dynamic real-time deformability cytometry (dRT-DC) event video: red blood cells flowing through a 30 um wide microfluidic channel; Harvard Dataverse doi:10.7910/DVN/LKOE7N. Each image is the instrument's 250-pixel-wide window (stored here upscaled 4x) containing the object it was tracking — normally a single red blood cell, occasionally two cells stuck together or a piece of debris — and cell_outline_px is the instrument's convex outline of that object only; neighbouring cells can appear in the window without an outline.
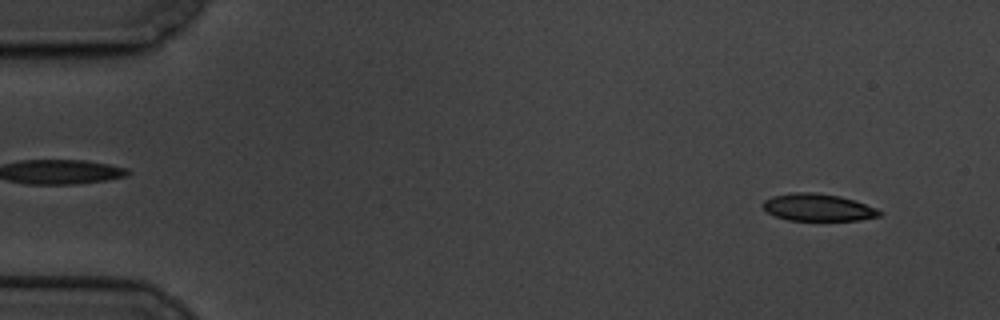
{"species": "common noctule bat (a hibernating species)", "species_latin": "Nyctalus noctula", "temperature_condition": "cold", "stored_images_in_passage": 59, "camera_frame_rate_fps": 3000, "um_per_image_px": 0.085, "animal": {"sex": "male", "body_mass_g": 19.5, "forearm_length_mm": 54.6}, "frame": {"image": 1, "passage_image": 4, "time_ms": 1.0, "image_size_px": [1000, 320], "cell_outline_px": [[884, 212], [880, 216], [860, 220], [788, 220], [776, 216], [768, 212], [760, 204], [764, 200], [772, 196], [788, 192], [816, 192], [840, 196], [876, 208]], "centroid_in_image_um": [69.5, 17.62], "position_along_channel_um": 15.5, "area_um2": 18.55}}
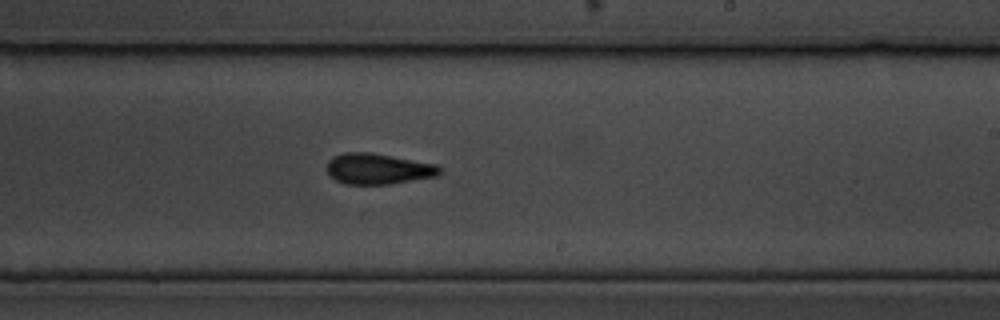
{"frame": {"image": 2, "passage_image": 35, "time_ms": 11.333, "image_size_px": [1000, 320], "cell_outline_px": [[444, 168], [440, 176], [388, 184], [344, 184], [336, 180], [328, 172], [328, 160], [332, 156], [344, 152], [368, 152], [436, 164]], "centroid_in_image_um": [32.18, 14.35], "position_along_channel_um": 256.8, "area_um2": 20.29}}
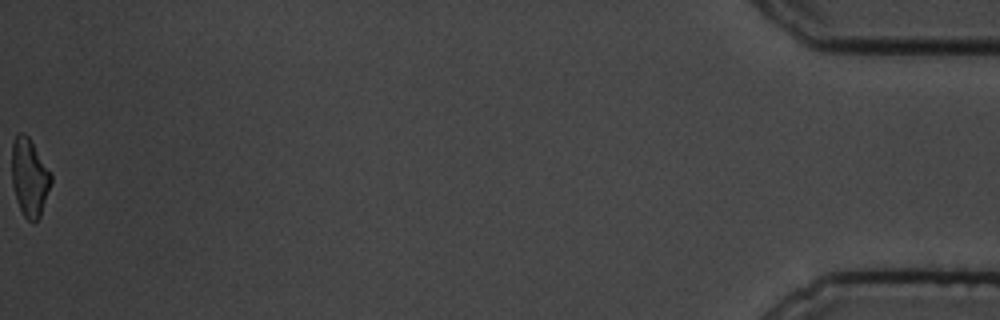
{"frame": {"image": 3, "passage_image": 59, "time_ms": 19.333, "image_size_px": [1000, 320], "cell_outline_px": [[52, 184], [40, 216], [32, 224], [24, 216], [16, 200], [12, 184], [12, 144], [16, 136], [20, 132], [24, 132], [28, 136], [52, 172]], "centroid_in_image_um": [2.53, 15.08], "position_along_channel_um": 432.7, "area_um2": 18.03}, "authors_computed_cell_mechanics": {"area_um2": 19.5942, "velocity_mm_per_s": 3.3968, "shape_relaxation_time_tau1_ms": 4.4304, "shape_relaxation_time_tau2_ms": 4.8634, "deformation_change_tau1": 0.1438, "deformation_change_tau2": 0.1355}}